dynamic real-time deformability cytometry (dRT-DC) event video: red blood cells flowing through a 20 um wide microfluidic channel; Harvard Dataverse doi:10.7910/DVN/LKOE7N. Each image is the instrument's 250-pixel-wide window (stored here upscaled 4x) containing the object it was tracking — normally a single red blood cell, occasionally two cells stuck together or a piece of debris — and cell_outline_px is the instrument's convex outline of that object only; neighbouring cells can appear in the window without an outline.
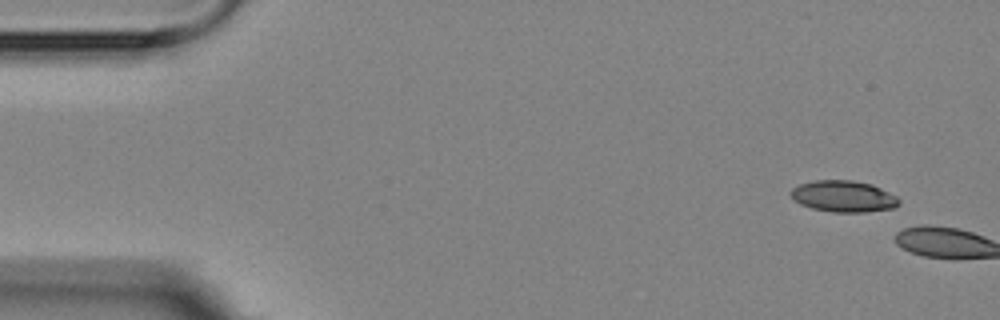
{"species": "Egyptian fruit bat (a non-hibernating species)", "species_latin": "Rousettus aegyptiacus", "temperature_condition": "room temperature", "stored_images_in_passage": 5, "camera_frame_rate_fps": 3000, "um_per_image_px": 0.085, "animal": {"sex": "female"}, "frame": {"image": 1, "passage_image": 1, "time_ms": 0.0, "image_size_px": [1000, 320], "cell_outline_px": [[900, 204], [892, 208], [864, 212], [832, 212], [812, 208], [800, 204], [788, 192], [792, 188], [800, 184], [816, 180], [852, 180], [872, 184], [896, 196], [900, 200]], "centroid_in_image_um": [71.69, 16.68], "position_along_channel_um": 13.3, "area_um2": 19.71}}
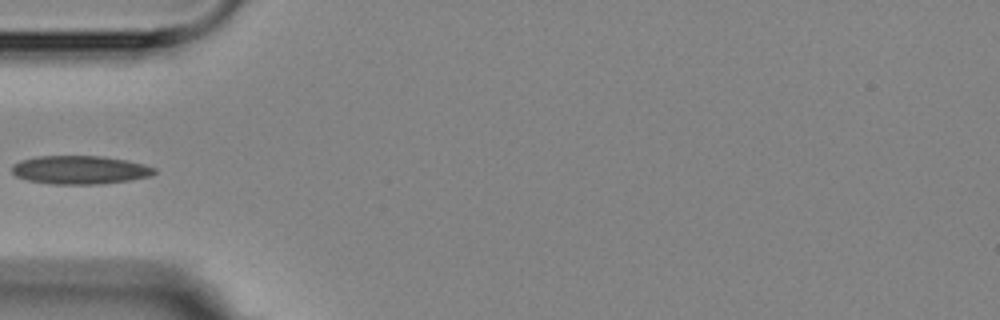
{"frame": {"image": 2, "passage_image": 5, "time_ms": 6.333, "image_size_px": [1000, 320], "cell_outline_px": [[156, 172], [152, 176], [128, 180], [96, 184], [52, 184], [28, 180], [16, 176], [12, 172], [12, 164], [20, 160], [36, 156], [104, 156], [144, 164], [156, 168]], "centroid_in_image_um": [6.78, 14.43], "position_along_channel_um": 78.2, "area_um2": 23.58}}